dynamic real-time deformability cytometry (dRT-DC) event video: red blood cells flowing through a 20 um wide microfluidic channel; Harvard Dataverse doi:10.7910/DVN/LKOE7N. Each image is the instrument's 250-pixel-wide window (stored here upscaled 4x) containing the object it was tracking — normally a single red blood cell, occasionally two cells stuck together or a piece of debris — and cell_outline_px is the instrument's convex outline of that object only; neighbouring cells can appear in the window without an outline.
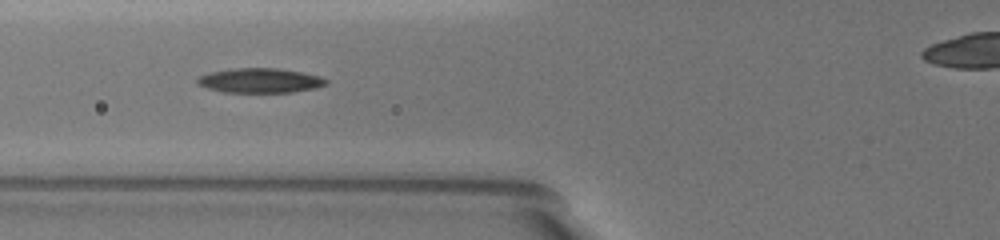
{"species": "common noctule bat (a hibernating species)", "species_latin": "Nyctalus noctula", "temperature_condition": "warm", "stored_images_in_passage": 41, "camera_frame_rate_fps": 3000, "um_per_image_px": 0.085, "animal": {"sex": "female", "body_mass_g": 19.5, "forearm_length_mm": 54.1}, "frame": {"image": 1, "passage_image": 7, "time_ms": 2.0, "image_size_px": [1000, 240], "cell_outline_px": [[328, 84], [316, 88], [292, 92], [224, 92], [208, 88], [196, 84], [196, 80], [200, 76], [212, 72], [232, 68], [276, 68], [300, 72], [320, 76], [328, 80]], "centroid_in_image_um": [22.12, 6.84], "position_along_channel_um": 103.7, "area_um2": 18.38}}